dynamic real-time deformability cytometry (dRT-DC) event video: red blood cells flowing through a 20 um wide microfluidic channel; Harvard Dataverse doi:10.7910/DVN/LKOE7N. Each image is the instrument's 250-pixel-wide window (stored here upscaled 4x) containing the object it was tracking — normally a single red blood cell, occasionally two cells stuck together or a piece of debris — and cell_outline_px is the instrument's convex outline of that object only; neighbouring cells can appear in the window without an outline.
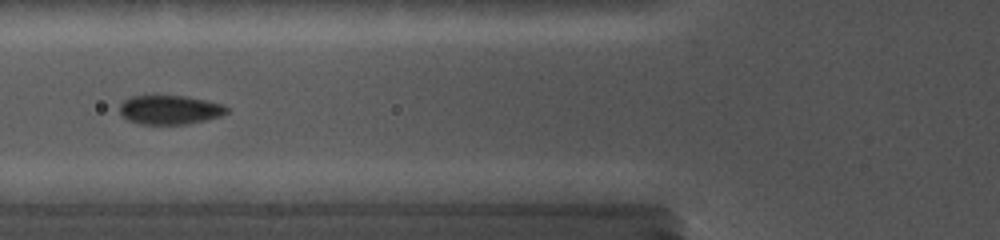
{"species": "common noctule bat (a hibernating species)", "species_latin": "Nyctalus noctula", "temperature_condition": "cold", "stored_images_in_passage": 12, "camera_frame_rate_fps": 5000, "um_per_image_px": 0.085, "animal": {"sex": "female", "body_mass_g": 19.0, "forearm_length_mm": 56.7}, "frame": {"image": 1, "passage_image": 9, "time_ms": 6.6, "image_size_px": [1000, 240], "cell_outline_px": [[228, 112], [220, 116], [204, 120], [184, 124], [140, 124], [128, 120], [120, 112], [120, 104], [124, 100], [132, 96], [156, 92], [188, 96], [224, 104], [228, 108]], "centroid_in_image_um": [14.41, 9.27], "position_along_channel_um": 111.4, "area_um2": 18.84}}